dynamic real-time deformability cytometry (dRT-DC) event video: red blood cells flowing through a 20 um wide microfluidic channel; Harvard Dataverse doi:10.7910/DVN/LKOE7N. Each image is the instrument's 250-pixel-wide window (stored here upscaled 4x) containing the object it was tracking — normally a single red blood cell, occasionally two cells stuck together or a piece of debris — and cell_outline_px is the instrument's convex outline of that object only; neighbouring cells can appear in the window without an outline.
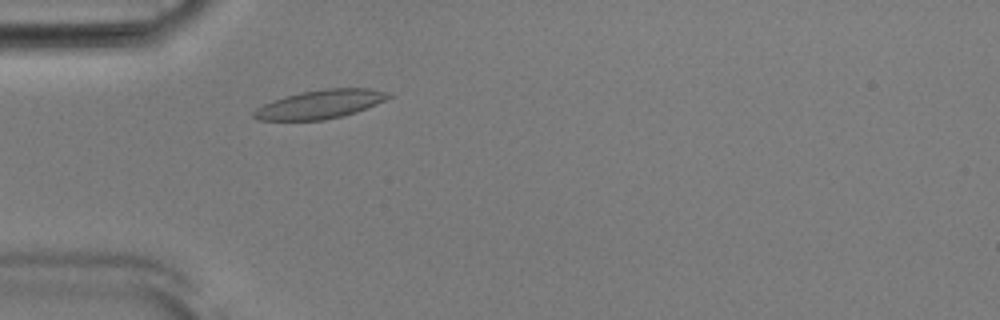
{"species": "Egyptian fruit bat (a non-hibernating species)", "species_latin": "Rousettus aegyptiacus", "temperature_condition": "room temperature", "stored_images_in_passage": 43, "camera_frame_rate_fps": 3000, "um_per_image_px": 0.085, "animal": {"sex": "male"}, "frame": {"image": 1, "passage_image": 6, "time_ms": 1.667, "image_size_px": [1000, 320], "cell_outline_px": [[392, 96], [376, 104], [356, 112], [324, 120], [256, 120], [252, 116], [252, 112], [256, 108], [272, 100], [300, 92], [324, 88], [368, 88], [392, 92]], "centroid_in_image_um": [27.21, 8.85], "position_along_channel_um": 57.8, "area_um2": 22.54}}
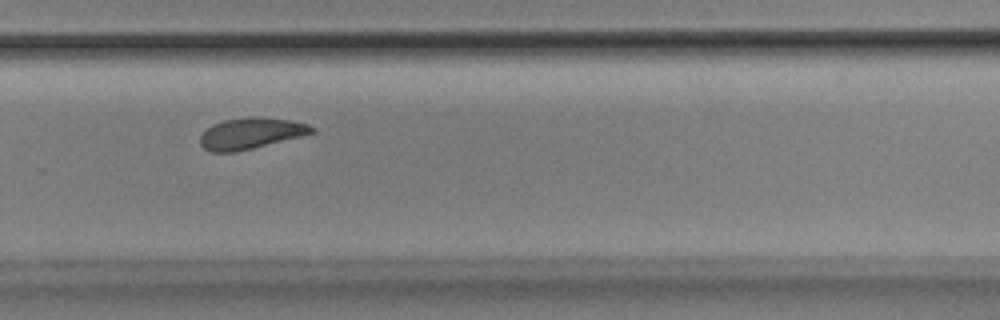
{"frame": {"image": 2, "passage_image": 26, "time_ms": 8.333, "image_size_px": [1000, 320], "cell_outline_px": [[316, 132], [236, 152], [212, 152], [204, 148], [200, 144], [200, 136], [212, 124], [224, 120], [292, 120], [308, 124], [316, 128]], "centroid_in_image_um": [21.3, 11.39], "position_along_channel_um": 308.5, "area_um2": 19.13}}
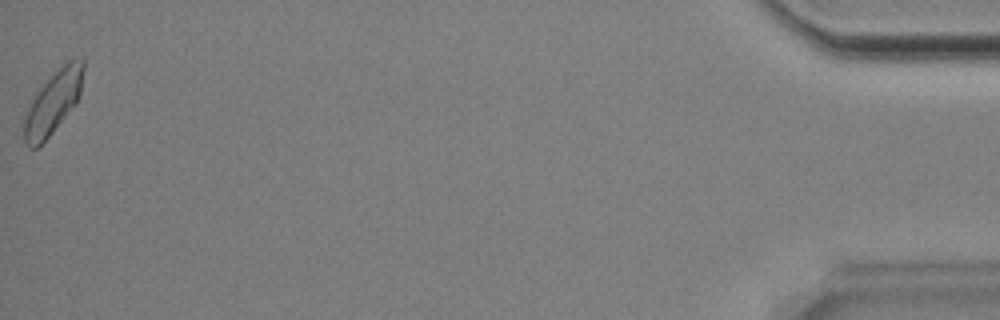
{"frame": {"image": 3, "passage_image": 43, "time_ms": 14.0, "image_size_px": [1000, 320], "cell_outline_px": [[84, 68], [80, 96], [76, 104], [48, 136], [36, 148], [28, 148], [24, 140], [24, 120], [28, 108], [32, 100], [40, 88], [68, 60], [84, 60]], "centroid_in_image_um": [4.53, 8.72], "position_along_channel_um": 430.7, "area_um2": 20.92}, "authors_computed_cell_mechanics": {"area_um2": 20.519, "velocity_mm_per_s": 3.8434, "shape_relaxation_time_tau1_ms": 7.3579, "shape_relaxation_time_tau2_ms": 7.3139, "deformation_change_tau1": 0.1326, "deformation_change_tau2": 0.1237}}